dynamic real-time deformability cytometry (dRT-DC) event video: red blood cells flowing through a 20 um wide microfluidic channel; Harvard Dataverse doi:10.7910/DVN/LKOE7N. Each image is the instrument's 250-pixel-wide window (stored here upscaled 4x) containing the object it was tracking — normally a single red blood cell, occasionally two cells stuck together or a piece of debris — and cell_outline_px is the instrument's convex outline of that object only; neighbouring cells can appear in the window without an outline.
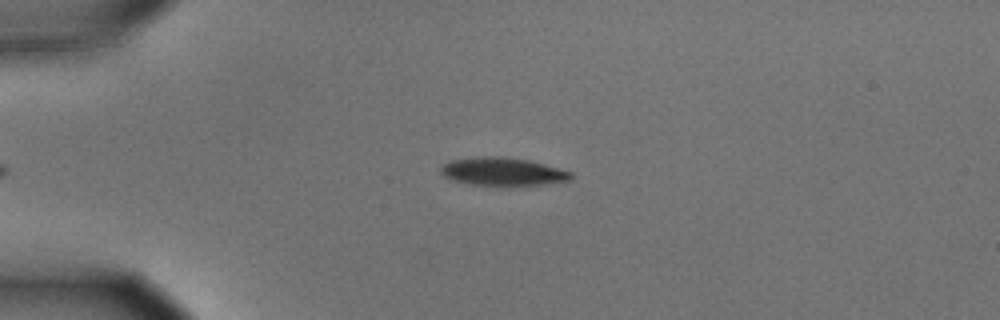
{"species": "common noctule bat (a hibernating species)", "species_latin": "Nyctalus noctula", "temperature_condition": "cold", "stored_images_in_passage": 38, "camera_frame_rate_fps": 3000, "um_per_image_px": 0.085, "animal": {"sex": "male", "body_mass_g": 15.6}, "frame": {"image": 1, "passage_image": 3, "time_ms": 0.667, "image_size_px": [1000, 320], "cell_outline_px": [[572, 180], [544, 184], [504, 188], [468, 184], [452, 180], [444, 176], [440, 172], [440, 168], [448, 160], [476, 156], [500, 156], [528, 160], [544, 164], [572, 172]], "centroid_in_image_um": [42.7, 14.62], "position_along_channel_um": 42.3, "area_um2": 22.14}}
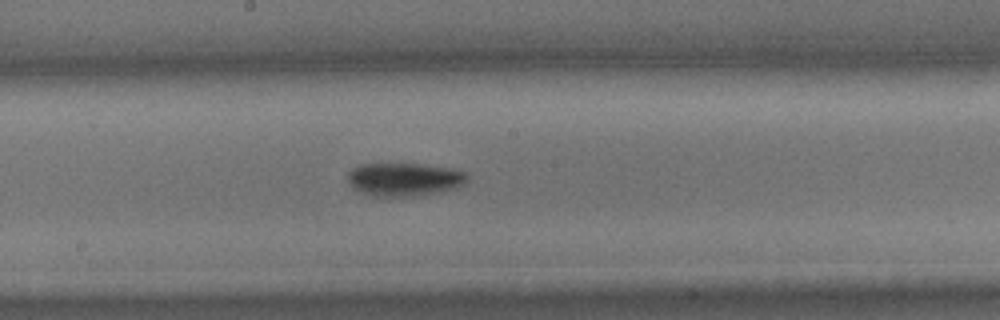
{"frame": {"image": 2, "passage_image": 20, "time_ms": 6.333, "image_size_px": [1000, 320], "cell_outline_px": [[468, 180], [464, 184], [456, 188], [440, 192], [420, 196], [372, 196], [360, 192], [348, 184], [348, 172], [352, 168], [360, 164], [416, 164], [448, 168], [464, 172], [468, 176]], "centroid_in_image_um": [34.34, 15.26], "position_along_channel_um": 213.9, "area_um2": 23.18}}
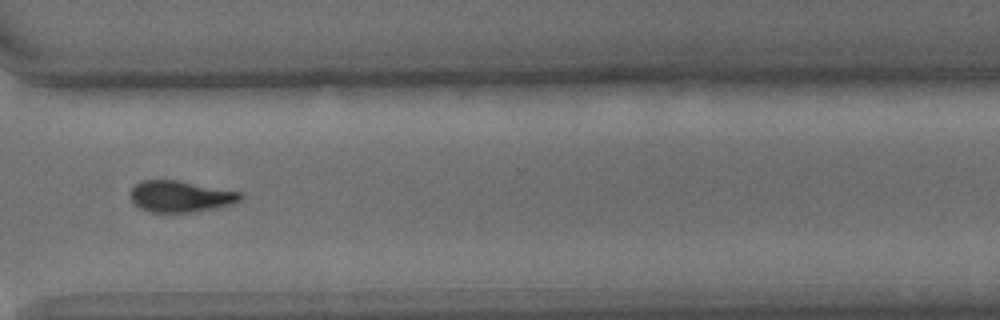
{"frame": {"image": 3, "passage_image": 32, "time_ms": 10.333, "image_size_px": [1000, 320], "cell_outline_px": [[244, 196], [240, 200], [232, 204], [216, 208], [196, 212], [148, 212], [140, 208], [128, 196], [132, 188], [136, 184], [144, 180], [176, 180], [240, 192]], "centroid_in_image_um": [15.33, 16.7], "position_along_channel_um": 355.3, "area_um2": 20.06}, "authors_computed_cell_mechanics": {"area_um2": 22.4842, "velocity_mm_per_s": 3.5415, "shape_relaxation_time_tau1_ms": 2.5182, "shape_relaxation_time_tau2_ms": null, "deformation_change_tau1": 0.1154, "deformation_change_tau2": null}}